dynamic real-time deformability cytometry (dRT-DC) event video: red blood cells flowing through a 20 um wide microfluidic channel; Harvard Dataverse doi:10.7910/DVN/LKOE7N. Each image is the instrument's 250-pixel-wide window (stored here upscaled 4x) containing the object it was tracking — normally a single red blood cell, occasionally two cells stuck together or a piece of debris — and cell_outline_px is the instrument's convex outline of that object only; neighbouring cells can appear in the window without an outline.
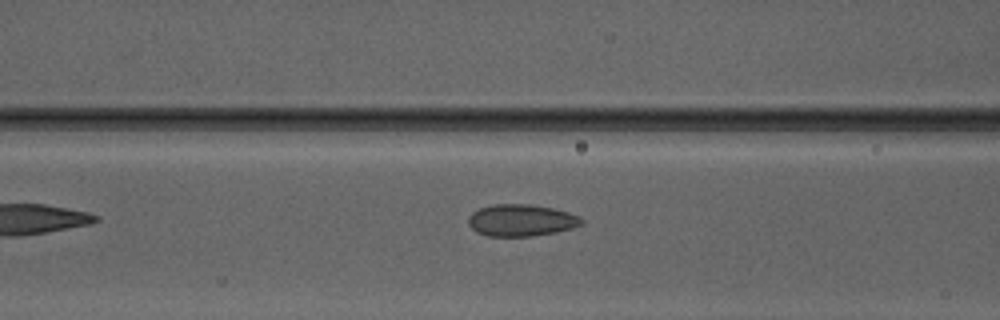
{"species": "Egyptian fruit bat (a non-hibernating species)", "species_latin": "Rousettus aegyptiacus", "temperature_condition": "warm", "stored_images_in_passage": 3, "camera_frame_rate_fps": 3000, "um_per_image_px": 0.085, "animal": {"sex": "male"}, "frame": {"image": 1, "passage_image": 3, "time_ms": 2.333, "image_size_px": [1000, 320], "cell_outline_px": [[584, 224], [572, 228], [556, 232], [532, 236], [488, 236], [476, 232], [468, 224], [468, 216], [472, 212], [480, 208], [492, 204], [532, 204], [552, 208], [568, 212], [580, 216], [584, 220]], "centroid_in_image_um": [44.31, 18.72], "position_along_channel_um": 122.3, "area_um2": 21.21}}